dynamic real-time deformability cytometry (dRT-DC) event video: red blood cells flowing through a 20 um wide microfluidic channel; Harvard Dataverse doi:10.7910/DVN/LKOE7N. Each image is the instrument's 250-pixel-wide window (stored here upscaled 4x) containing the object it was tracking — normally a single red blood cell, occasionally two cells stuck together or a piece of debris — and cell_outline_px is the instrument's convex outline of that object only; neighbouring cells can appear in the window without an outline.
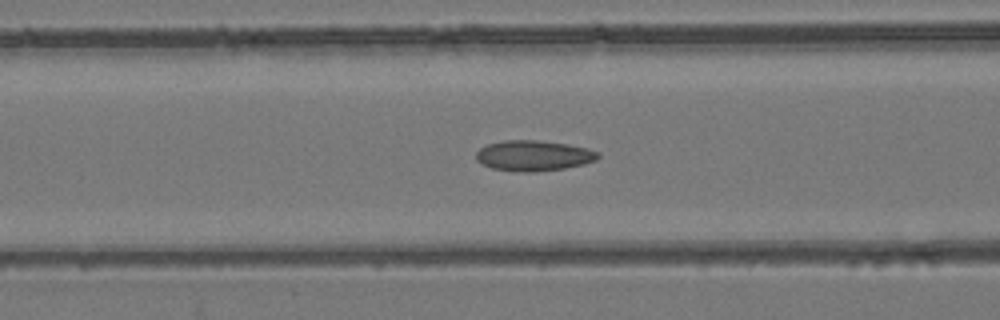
{"species": "common noctule bat (a hibernating species)", "species_latin": "Nyctalus noctula", "temperature_condition": "room temperature", "stored_images_in_passage": 53, "camera_frame_rate_fps": 3000, "um_per_image_px": 0.085, "animal": {"sex": "female", "body_mass_g": 24.6, "forearm_length_mm": 56.2}, "frame": {"image": 1, "passage_image": 22, "time_ms": 7.0, "image_size_px": [1000, 320], "cell_outline_px": [[600, 156], [596, 160], [584, 164], [564, 168], [532, 172], [520, 172], [492, 168], [476, 160], [476, 152], [480, 148], [488, 144], [504, 140], [536, 140], [568, 144], [588, 148], [600, 152]], "centroid_in_image_um": [45.38, 13.22], "position_along_channel_um": 121.2, "area_um2": 21.68}}
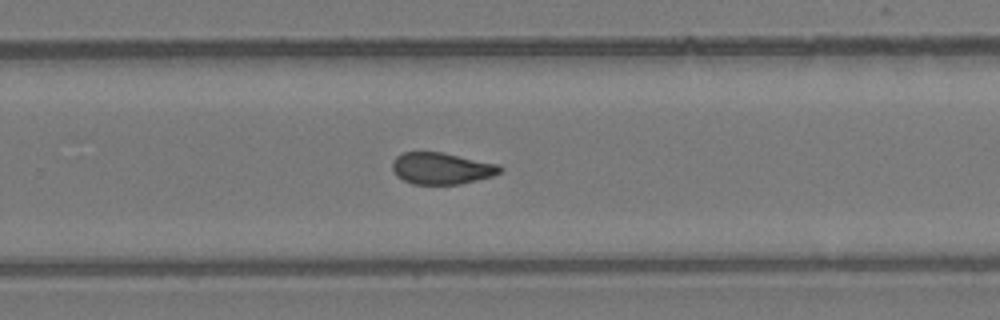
{"frame": {"image": 2, "passage_image": 35, "time_ms": 11.333, "image_size_px": [1000, 320], "cell_outline_px": [[504, 168], [500, 172], [492, 176], [460, 184], [412, 184], [396, 176], [392, 168], [392, 160], [396, 156], [404, 152], [440, 152], [500, 164]], "centroid_in_image_um": [37.52, 14.31], "position_along_channel_um": 292.3, "area_um2": 19.88}}
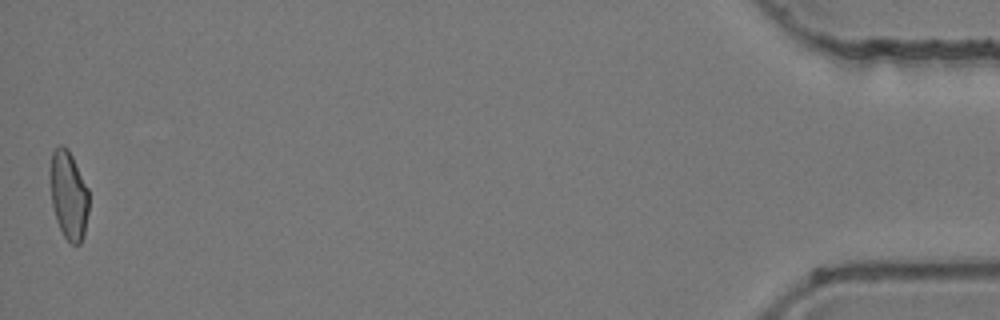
{"frame": {"image": 3, "passage_image": 53, "time_ms": 17.333, "image_size_px": [1000, 320], "cell_outline_px": [[88, 212], [84, 236], [80, 244], [72, 244], [64, 236], [56, 220], [52, 204], [52, 152], [60, 144], [64, 144], [68, 148], [88, 188]], "centroid_in_image_um": [5.87, 16.61], "position_along_channel_um": 429.3, "area_um2": 19.48}, "authors_computed_cell_mechanics": {"area_um2": 20.8658, "velocity_mm_per_s": 3.9576, "shape_relaxation_time_tau1_ms": null, "shape_relaxation_time_tau2_ms": 2.5949, "deformation_change_tau1": null, "deformation_change_tau2": 0.0673}}